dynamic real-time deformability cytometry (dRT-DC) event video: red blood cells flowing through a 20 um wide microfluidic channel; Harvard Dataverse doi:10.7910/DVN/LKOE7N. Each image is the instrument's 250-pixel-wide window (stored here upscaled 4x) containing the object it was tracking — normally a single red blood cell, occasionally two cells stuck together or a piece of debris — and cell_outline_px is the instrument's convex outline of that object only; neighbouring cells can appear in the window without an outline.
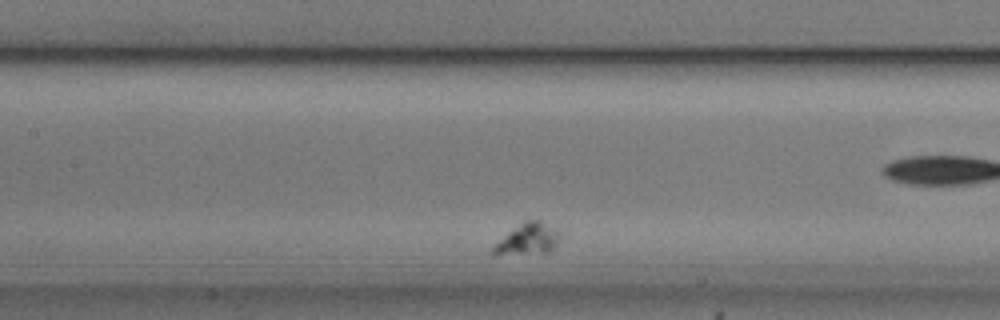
{"species": "common noctule bat (a hibernating species)", "species_latin": "Nyctalus noctula", "temperature_condition": "cold", "stored_images_in_passage": 39, "camera_frame_rate_fps": 3000, "um_per_image_px": 0.085, "animal": {"sex": "male", "body_mass_g": 20.5, "forearm_length_mm": 52.5}, "frame": {"image": 1, "passage_image": 7, "time_ms": 2.0, "image_size_px": [1000, 320], "cell_outline_px": [[560, 236], [556, 244], [548, 252], [492, 252], [492, 248], [508, 232], [520, 224], [528, 220], [540, 220], [560, 232]], "centroid_in_image_um": [44.94, 20.26], "position_along_channel_um": 162.5, "area_um2": 11.16}}
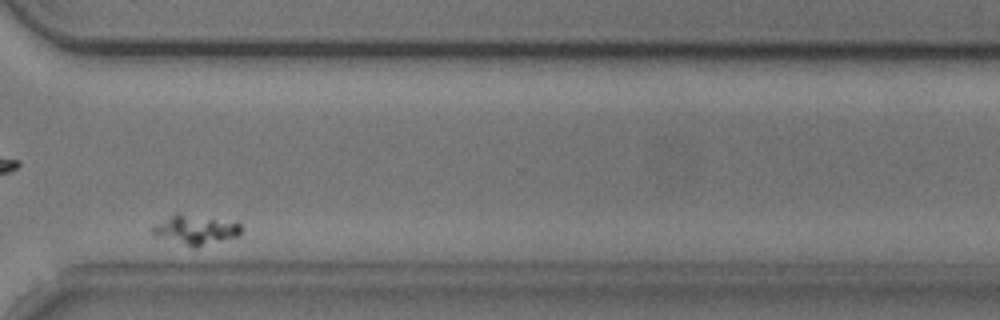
{"frame": {"image": 2, "passage_image": 27, "time_ms": 8.667, "image_size_px": [1000, 320], "cell_outline_px": [[244, 228], [240, 236], [196, 248], [192, 248], [156, 236], [148, 228], [176, 212], [180, 212], [240, 224]], "centroid_in_image_um": [16.6, 19.55], "position_along_channel_um": 354.0, "area_um2": 15.49}}
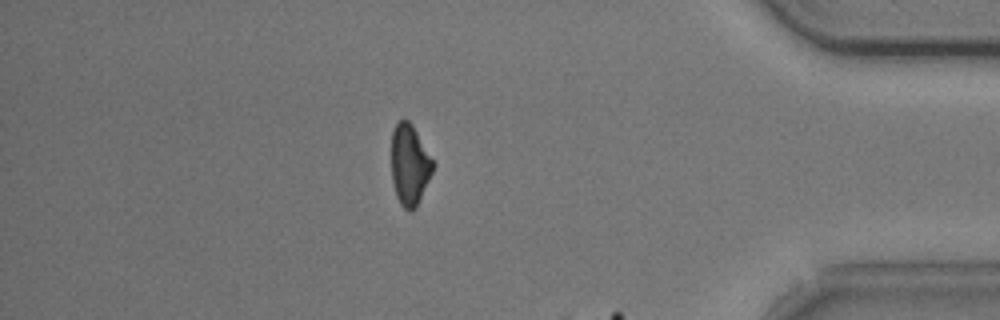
{"frame": {"image": 3, "passage_image": 32, "time_ms": 10.333, "image_size_px": [1000, 320], "cell_outline_px": [[436, 164], [416, 208], [408, 212], [400, 204], [396, 196], [392, 180], [392, 132], [396, 124], [400, 120], [408, 120], [412, 124]], "centroid_in_image_um": [34.83, 14.02], "position_along_channel_um": 400.4, "area_um2": 19.59}}